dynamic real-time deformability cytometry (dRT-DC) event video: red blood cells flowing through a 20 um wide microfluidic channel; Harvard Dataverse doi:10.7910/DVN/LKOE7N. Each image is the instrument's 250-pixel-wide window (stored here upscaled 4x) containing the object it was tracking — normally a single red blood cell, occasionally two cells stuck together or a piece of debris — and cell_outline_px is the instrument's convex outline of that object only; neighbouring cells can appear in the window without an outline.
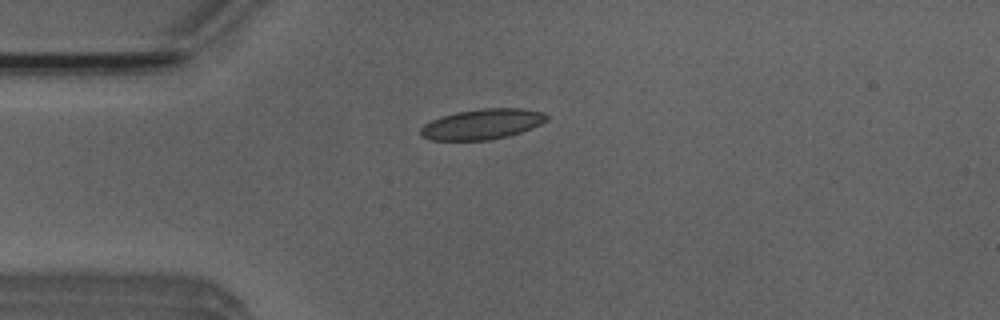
{"species": "Egyptian fruit bat (a non-hibernating species)", "species_latin": "Rousettus aegyptiacus", "temperature_condition": "room temperature", "stored_images_in_passage": 43, "camera_frame_rate_fps": 3000, "um_per_image_px": 0.085, "animal": {"sex": "male"}, "frame": {"image": 1, "passage_image": 4, "time_ms": 1.0, "image_size_px": [1000, 320], "cell_outline_px": [[548, 120], [532, 128], [508, 136], [488, 140], [432, 140], [420, 136], [420, 128], [424, 124], [440, 116], [456, 112], [480, 108], [520, 108], [544, 112], [548, 116]], "centroid_in_image_um": [40.98, 10.54], "position_along_channel_um": 44.0, "area_um2": 22.43}}
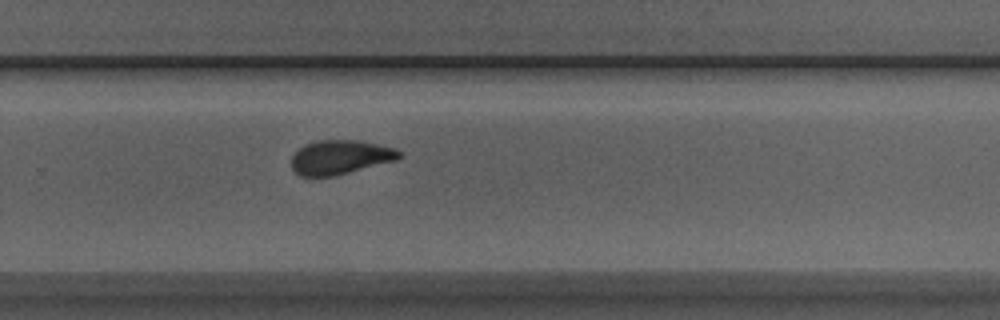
{"frame": {"image": 2, "passage_image": 25, "time_ms": 8.0, "image_size_px": [1000, 320], "cell_outline_px": [[400, 156], [396, 160], [332, 176], [300, 176], [292, 168], [292, 156], [304, 144], [316, 140], [360, 140], [396, 148], [400, 152]], "centroid_in_image_um": [28.9, 13.34], "position_along_channel_um": 300.9, "area_um2": 21.27}}
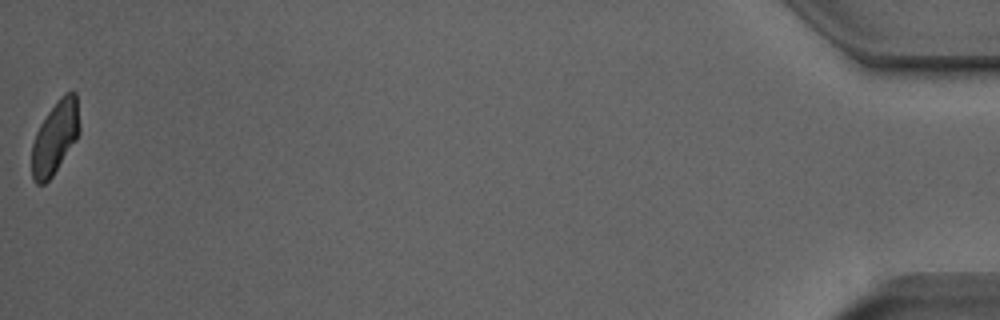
{"frame": {"image": 3, "passage_image": 43, "time_ms": 14.0, "image_size_px": [1000, 320], "cell_outline_px": [[80, 132], [76, 140], [52, 176], [44, 184], [36, 184], [32, 180], [32, 144], [36, 132], [40, 124], [56, 100], [64, 92], [76, 92], [80, 128]], "centroid_in_image_um": [4.68, 11.67], "position_along_channel_um": 430.5, "area_um2": 20.29}, "authors_computed_cell_mechanics": {"area_um2": 21.7906, "velocity_mm_per_s": 3.9146, "shape_relaxation_time_tau1_ms": 5.2268, "shape_relaxation_time_tau2_ms": 1.7037, "deformation_change_tau1": 0.1398, "deformation_change_tau2": 0.0647}}